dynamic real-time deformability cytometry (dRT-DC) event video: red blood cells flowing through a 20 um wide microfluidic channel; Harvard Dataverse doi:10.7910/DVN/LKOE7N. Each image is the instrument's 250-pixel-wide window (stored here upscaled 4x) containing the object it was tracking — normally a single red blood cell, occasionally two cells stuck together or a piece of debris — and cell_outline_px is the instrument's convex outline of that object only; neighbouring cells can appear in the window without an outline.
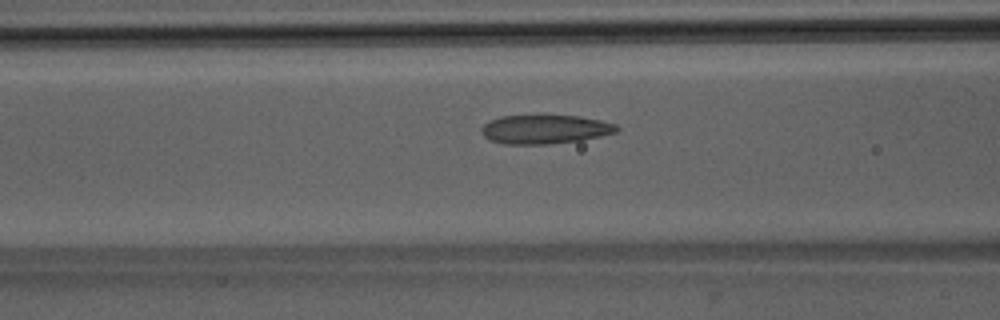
{"species": "Egyptian fruit bat (a non-hibernating species)", "species_latin": "Rousettus aegyptiacus", "temperature_condition": "room temperature", "stored_images_in_passage": 39, "camera_frame_rate_fps": 3000, "um_per_image_px": 0.085, "animal": {"sex": "male"}, "frame": {"image": 1, "passage_image": 9, "time_ms": 2.667, "image_size_px": [1000, 320], "cell_outline_px": [[620, 128], [616, 132], [600, 136], [580, 140], [552, 144], [504, 144], [488, 140], [480, 132], [480, 128], [484, 124], [500, 116], [580, 116], [600, 120], [616, 124]], "centroid_in_image_um": [46.3, 11.0], "position_along_channel_um": 120.3, "area_um2": 22.77}}
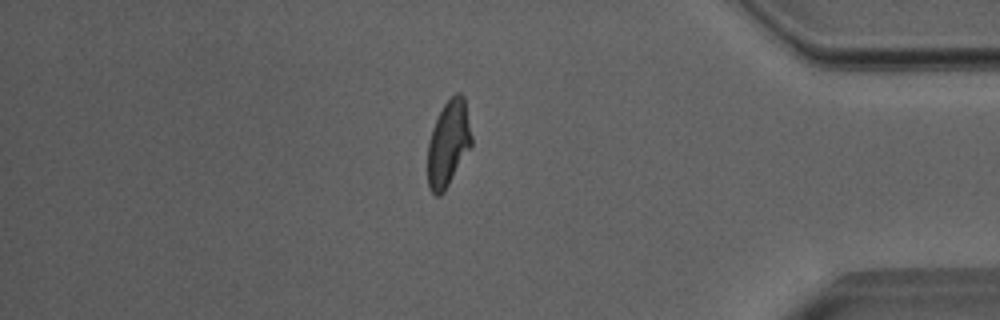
{"frame": {"image": 2, "passage_image": 32, "time_ms": 10.333, "image_size_px": [1000, 320], "cell_outline_px": [[472, 144], [444, 192], [440, 196], [436, 196], [428, 188], [428, 140], [432, 128], [444, 104], [456, 92], [460, 92], [464, 96], [472, 136]], "centroid_in_image_um": [38.1, 12.19], "position_along_channel_um": 397.1, "area_um2": 21.85}}
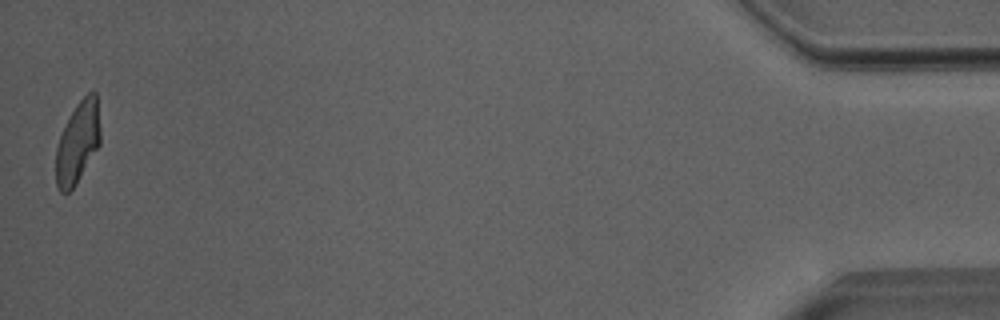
{"frame": {"image": 3, "passage_image": 39, "time_ms": 12.667, "image_size_px": [1000, 320], "cell_outline_px": [[100, 144], [72, 188], [68, 192], [60, 192], [56, 184], [56, 148], [60, 136], [76, 104], [88, 92], [96, 92], [100, 128]], "centroid_in_image_um": [6.61, 12.09], "position_along_channel_um": 428.6, "area_um2": 20.63}, "authors_computed_cell_mechanics": {"area_um2": 22.4264, "velocity_mm_per_s": 4.0177, "shape_relaxation_time_tau1_ms": 5.9726, "shape_relaxation_time_tau2_ms": 1.2121, "deformation_change_tau1": 0.1929, "deformation_change_tau2": 0.0682}}